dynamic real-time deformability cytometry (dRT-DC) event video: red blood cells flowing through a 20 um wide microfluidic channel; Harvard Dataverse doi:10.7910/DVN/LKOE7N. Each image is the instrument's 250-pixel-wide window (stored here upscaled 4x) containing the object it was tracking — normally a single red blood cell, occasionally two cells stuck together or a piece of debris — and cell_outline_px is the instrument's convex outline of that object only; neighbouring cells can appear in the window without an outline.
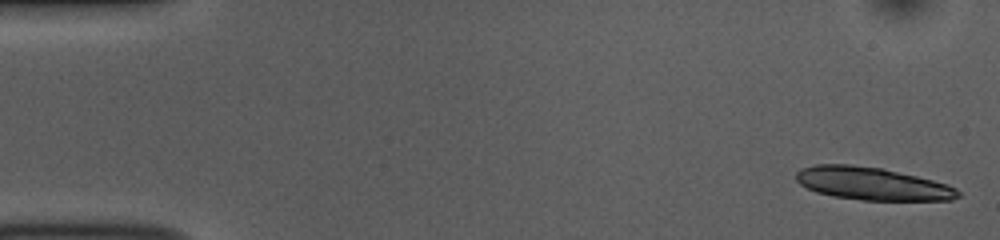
{"species": "common noctule bat (a hibernating species)", "species_latin": "Nyctalus noctula", "temperature_condition": "room temperature", "stored_images_in_passage": 4, "camera_frame_rate_fps": 3000, "um_per_image_px": 0.085, "animal": {"sex": "female", "body_mass_g": 10.0, "forearm_length_mm": 53.1}, "frame": {"image": 1, "passage_image": 1, "time_ms": 0.0, "image_size_px": [1000, 240], "cell_outline_px": [[960, 196], [952, 200], [860, 200], [832, 196], [816, 192], [800, 184], [796, 180], [796, 172], [804, 168], [816, 164], [852, 164], [884, 168], [948, 184], [956, 188], [960, 192]], "centroid_in_image_um": [74.14, 15.61], "position_along_channel_um": 10.9, "area_um2": 30.98}}